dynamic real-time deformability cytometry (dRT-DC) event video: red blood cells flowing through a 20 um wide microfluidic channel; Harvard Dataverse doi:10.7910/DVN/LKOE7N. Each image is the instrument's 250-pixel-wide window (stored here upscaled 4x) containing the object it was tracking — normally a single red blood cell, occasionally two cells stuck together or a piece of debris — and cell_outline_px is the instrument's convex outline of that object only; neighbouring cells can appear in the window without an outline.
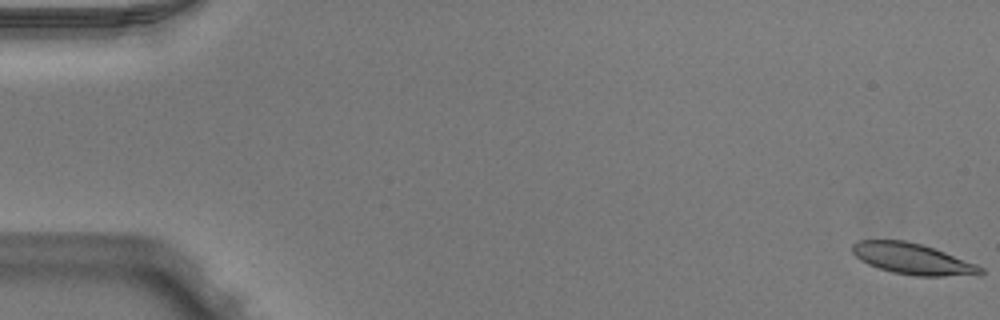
{"species": "Egyptian fruit bat (a non-hibernating species)", "species_latin": "Rousettus aegyptiacus", "temperature_condition": "warm", "stored_images_in_passage": 52, "camera_frame_rate_fps": 3000, "um_per_image_px": 0.085, "animal": {"sex": "male"}, "frame": {"image": 1, "passage_image": 1, "time_ms": 0.0, "image_size_px": [1000, 320], "cell_outline_px": [[984, 272], [980, 276], [916, 276], [892, 272], [868, 264], [860, 260], [852, 252], [852, 244], [860, 240], [904, 240], [920, 244], [944, 252], [976, 264], [984, 268]], "centroid_in_image_um": [77.61, 22.02], "position_along_channel_um": 7.4, "area_um2": 23.18}}
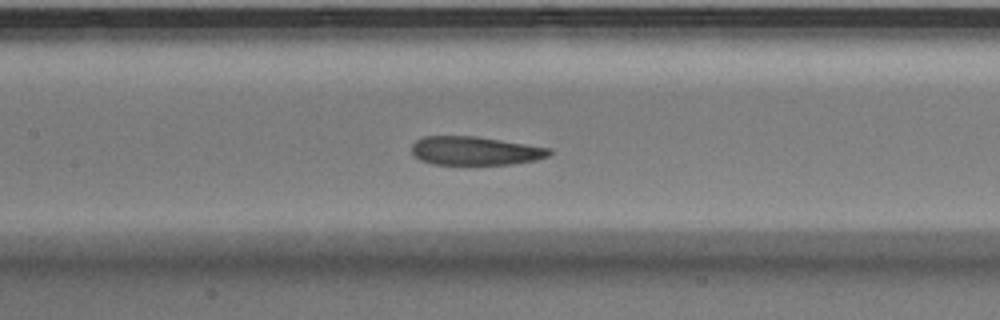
{"frame": {"image": 2, "passage_image": 25, "time_ms": 8.0, "image_size_px": [1000, 320], "cell_outline_px": [[552, 152], [548, 156], [536, 160], [512, 164], [432, 164], [420, 160], [412, 152], [412, 144], [416, 140], [424, 136], [476, 136], [552, 148]], "centroid_in_image_um": [40.4, 12.81], "position_along_channel_um": 167.0, "area_um2": 22.95}}
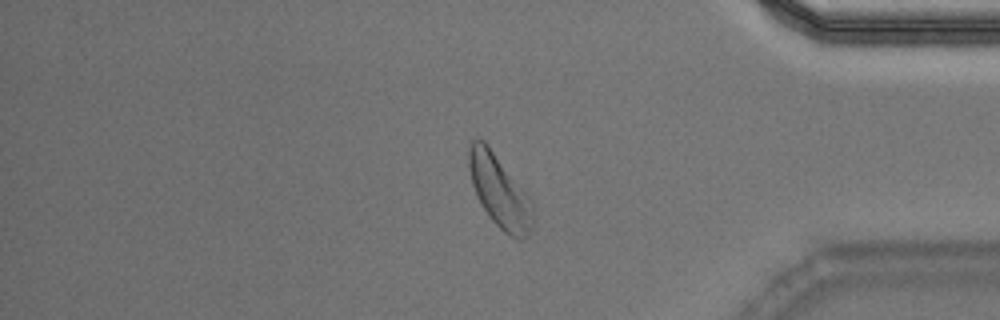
{"frame": {"image": 3, "passage_image": 44, "time_ms": 14.333, "image_size_px": [1000, 320], "cell_outline_px": [[536, 204], [532, 228], [520, 240], [504, 232], [488, 216], [476, 196], [472, 184], [468, 168], [468, 148], [472, 140], [476, 136], [484, 140], [488, 144]], "centroid_in_image_um": [42.47, 16.22], "position_along_channel_um": 392.7, "area_um2": 27.57}, "authors_computed_cell_mechanics": {"area_um2": 24.3627, "velocity_mm_per_s": 3.9277, "shape_relaxation_time_tau1_ms": 4.2285, "shape_relaxation_time_tau2_ms": 6.471, "deformation_change_tau1": 0.1761, "deformation_change_tau2": 0.1566}}